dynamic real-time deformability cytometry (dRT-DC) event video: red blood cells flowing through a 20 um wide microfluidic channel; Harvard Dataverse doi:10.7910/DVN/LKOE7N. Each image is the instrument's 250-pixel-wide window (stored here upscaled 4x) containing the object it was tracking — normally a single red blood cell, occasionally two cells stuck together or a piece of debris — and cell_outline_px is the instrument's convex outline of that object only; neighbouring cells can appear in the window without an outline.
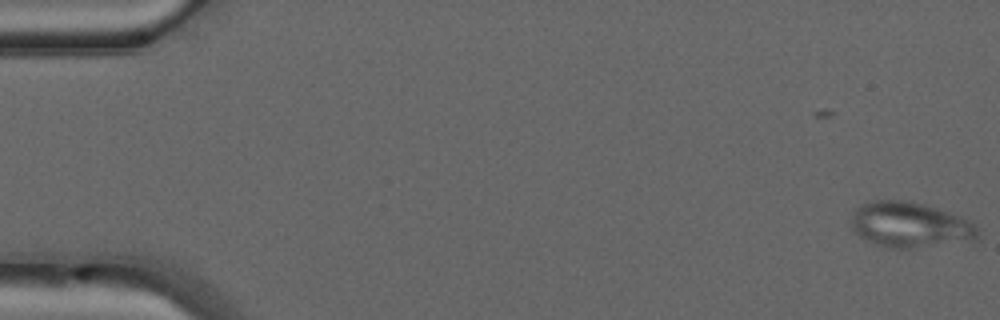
{"species": "common noctule bat (a hibernating species)", "species_latin": "Nyctalus noctula", "temperature_condition": "warm", "stored_images_in_passage": 4, "camera_frame_rate_fps": 3000, "um_per_image_px": 0.085, "animal": {"sex": "male", "forearm_length_mm": 52.5}, "frame": {"image": 1, "passage_image": 4, "time_ms": 1.0, "image_size_px": [1000, 320], "cell_outline_px": [[980, 240], [976, 244], [908, 248], [884, 248], [860, 236], [852, 228], [852, 220], [856, 208], [860, 204], [876, 200], [904, 200], [924, 204], [948, 212], [968, 220], [976, 224], [980, 232]], "centroid_in_image_um": [77.5, 19.16], "position_along_channel_um": 7.5, "area_um2": 34.39}}